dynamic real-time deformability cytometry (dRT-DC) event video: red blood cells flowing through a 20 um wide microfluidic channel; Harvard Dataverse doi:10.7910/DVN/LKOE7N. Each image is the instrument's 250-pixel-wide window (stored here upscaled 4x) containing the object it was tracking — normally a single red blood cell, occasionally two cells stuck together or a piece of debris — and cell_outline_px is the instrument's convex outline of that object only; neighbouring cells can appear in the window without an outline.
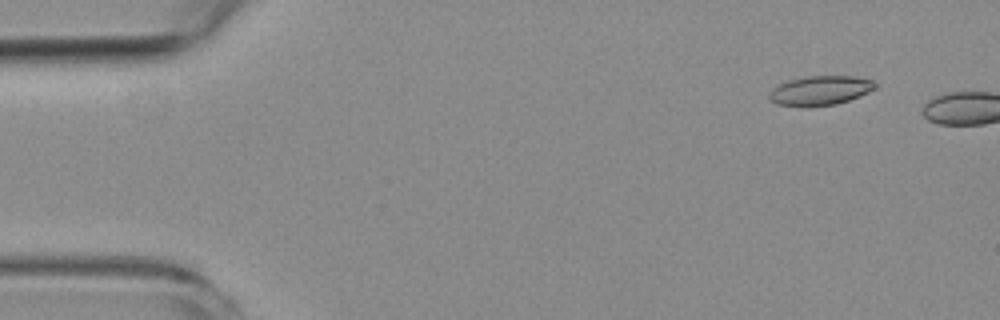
{"species": "common noctule bat (a hibernating species)", "species_latin": "Nyctalus noctula", "temperature_condition": "room temperature", "stored_images_in_passage": 2, "camera_frame_rate_fps": 3000, "um_per_image_px": 0.085, "animal": {"sex": "female", "body_mass_g": 19.3, "forearm_length_mm": 54.1}, "frame": {"image": 1, "passage_image": 1, "time_ms": 0.0, "image_size_px": [1000, 320], "cell_outline_px": [[876, 88], [860, 96], [836, 104], [776, 104], [768, 100], [768, 92], [772, 88], [788, 80], [804, 76], [856, 76], [876, 80]], "centroid_in_image_um": [69.75, 7.64], "position_along_channel_um": 15.3, "area_um2": 17.8}}